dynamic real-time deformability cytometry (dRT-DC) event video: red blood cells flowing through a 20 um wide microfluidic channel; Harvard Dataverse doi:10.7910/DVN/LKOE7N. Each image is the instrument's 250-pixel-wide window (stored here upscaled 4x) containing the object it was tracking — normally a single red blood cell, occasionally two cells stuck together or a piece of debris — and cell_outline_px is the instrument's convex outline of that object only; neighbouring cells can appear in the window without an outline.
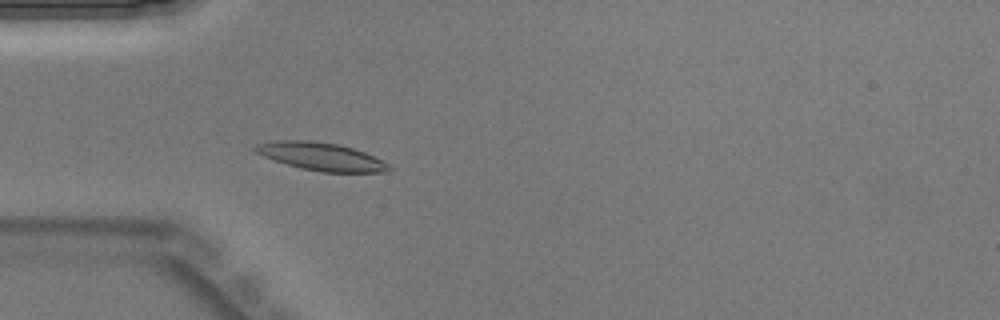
{"species": "Egyptian fruit bat (a non-hibernating species)", "species_latin": "Rousettus aegyptiacus", "temperature_condition": "warm", "stored_images_in_passage": 42, "camera_frame_rate_fps": 3000, "um_per_image_px": 0.085, "animal": {"sex": "male"}, "frame": {"image": 1, "passage_image": 11, "time_ms": 3.333, "image_size_px": [1000, 320], "cell_outline_px": [[392, 168], [388, 172], [320, 172], [300, 168], [264, 156], [256, 152], [252, 148], [256, 144], [276, 140], [308, 140], [340, 144], [364, 152], [388, 164]], "centroid_in_image_um": [27.29, 13.3], "position_along_channel_um": 57.7, "area_um2": 21.56}}
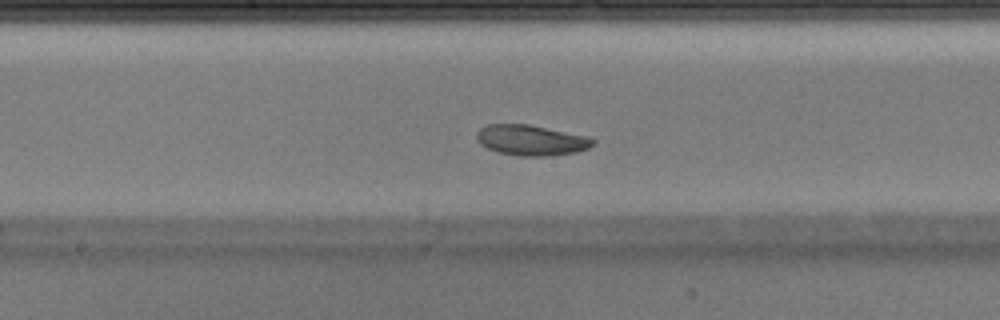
{"frame": {"image": 2, "passage_image": 21, "time_ms": 6.667, "image_size_px": [1000, 320], "cell_outline_px": [[596, 144], [588, 148], [576, 152], [552, 156], [520, 156], [500, 152], [488, 148], [480, 144], [476, 140], [476, 132], [480, 128], [488, 124], [528, 124], [584, 136], [596, 140]], "centroid_in_image_um": [45.13, 11.92], "position_along_channel_um": 203.1, "area_um2": 20.58}}
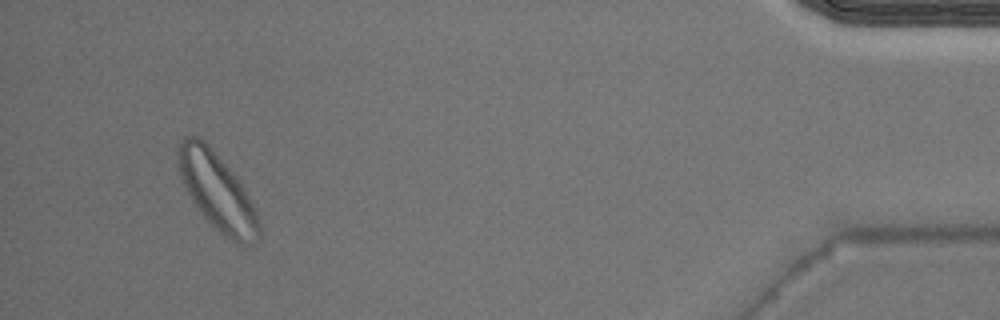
{"frame": {"image": 3, "passage_image": 40, "time_ms": 13.0, "image_size_px": [1000, 320], "cell_outline_px": [[260, 236], [252, 244], [236, 244], [228, 240], [200, 212], [192, 200], [184, 184], [176, 160], [176, 148], [180, 140], [184, 136], [200, 136], [212, 148], [236, 176], [244, 188], [256, 212], [260, 224]], "centroid_in_image_um": [18.44, 16.25], "position_along_channel_um": 416.8, "area_um2": 36.3}}